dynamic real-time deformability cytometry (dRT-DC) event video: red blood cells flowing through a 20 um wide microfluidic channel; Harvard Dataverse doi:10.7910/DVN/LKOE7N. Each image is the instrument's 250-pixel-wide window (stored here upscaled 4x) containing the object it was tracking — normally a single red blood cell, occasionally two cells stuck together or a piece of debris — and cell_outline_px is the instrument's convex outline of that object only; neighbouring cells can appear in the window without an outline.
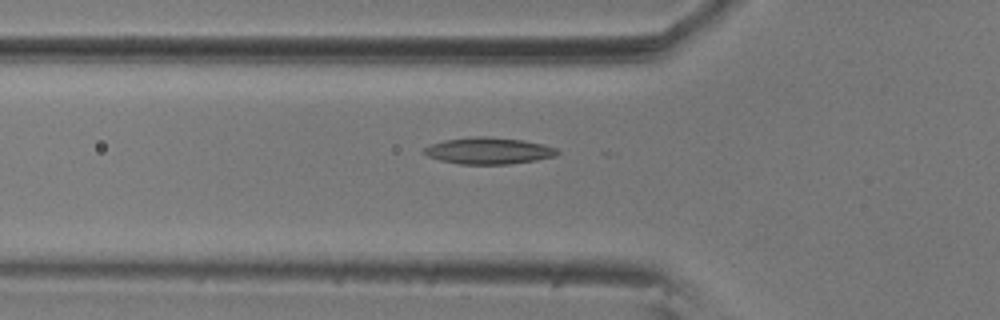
{"species": "common noctule bat (a hibernating species)", "species_latin": "Nyctalus noctula", "temperature_condition": "room temperature", "stored_images_in_passage": 4, "camera_frame_rate_fps": 3000, "um_per_image_px": 0.085, "animal": {"sex": "male", "body_mass_g": 20.5, "forearm_length_mm": 52.5}, "frame": {"image": 1, "passage_image": 4, "time_ms": 1.0, "image_size_px": [1000, 320], "cell_outline_px": [[560, 152], [556, 156], [536, 160], [508, 164], [460, 164], [440, 160], [428, 156], [420, 152], [424, 148], [432, 144], [444, 140], [476, 136], [488, 136], [524, 140], [544, 144], [556, 148]], "centroid_in_image_um": [41.54, 12.81], "position_along_channel_um": 84.3, "area_um2": 20.75}}